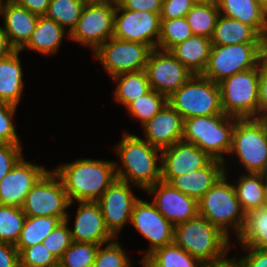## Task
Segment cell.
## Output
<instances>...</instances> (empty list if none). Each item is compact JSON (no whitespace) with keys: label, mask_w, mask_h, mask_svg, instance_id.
<instances>
[{"label":"cell","mask_w":267,"mask_h":267,"mask_svg":"<svg viewBox=\"0 0 267 267\" xmlns=\"http://www.w3.org/2000/svg\"><path fill=\"white\" fill-rule=\"evenodd\" d=\"M114 150L121 161L120 166L115 162L117 179L144 191L161 181V150L151 143L140 136L124 132Z\"/></svg>","instance_id":"6da1fadb"},{"label":"cell","mask_w":267,"mask_h":267,"mask_svg":"<svg viewBox=\"0 0 267 267\" xmlns=\"http://www.w3.org/2000/svg\"><path fill=\"white\" fill-rule=\"evenodd\" d=\"M53 171L60 177L70 202L97 201L115 181V161L76 159Z\"/></svg>","instance_id":"7a4b0ae2"},{"label":"cell","mask_w":267,"mask_h":267,"mask_svg":"<svg viewBox=\"0 0 267 267\" xmlns=\"http://www.w3.org/2000/svg\"><path fill=\"white\" fill-rule=\"evenodd\" d=\"M174 242L202 264L226 259L230 239L201 215L174 226Z\"/></svg>","instance_id":"3957f363"},{"label":"cell","mask_w":267,"mask_h":267,"mask_svg":"<svg viewBox=\"0 0 267 267\" xmlns=\"http://www.w3.org/2000/svg\"><path fill=\"white\" fill-rule=\"evenodd\" d=\"M235 123L236 117L227 114L190 117L184 120L182 140L223 161L226 171L224 156L230 153Z\"/></svg>","instance_id":"277c9868"},{"label":"cell","mask_w":267,"mask_h":267,"mask_svg":"<svg viewBox=\"0 0 267 267\" xmlns=\"http://www.w3.org/2000/svg\"><path fill=\"white\" fill-rule=\"evenodd\" d=\"M227 172L198 200V214L205 217L228 237L229 228L237 238L245 225L246 214L237 199ZM234 229V230H233Z\"/></svg>","instance_id":"5b68a950"},{"label":"cell","mask_w":267,"mask_h":267,"mask_svg":"<svg viewBox=\"0 0 267 267\" xmlns=\"http://www.w3.org/2000/svg\"><path fill=\"white\" fill-rule=\"evenodd\" d=\"M267 57V43L212 45L202 75L219 83L236 73L258 67Z\"/></svg>","instance_id":"8992f818"},{"label":"cell","mask_w":267,"mask_h":267,"mask_svg":"<svg viewBox=\"0 0 267 267\" xmlns=\"http://www.w3.org/2000/svg\"><path fill=\"white\" fill-rule=\"evenodd\" d=\"M168 103L182 116L183 120L190 117L224 114L219 84L202 74H192L186 83L168 98Z\"/></svg>","instance_id":"52a82bcc"},{"label":"cell","mask_w":267,"mask_h":267,"mask_svg":"<svg viewBox=\"0 0 267 267\" xmlns=\"http://www.w3.org/2000/svg\"><path fill=\"white\" fill-rule=\"evenodd\" d=\"M236 154L247 173H260L267 159V120L237 118L229 155Z\"/></svg>","instance_id":"ba28073f"},{"label":"cell","mask_w":267,"mask_h":267,"mask_svg":"<svg viewBox=\"0 0 267 267\" xmlns=\"http://www.w3.org/2000/svg\"><path fill=\"white\" fill-rule=\"evenodd\" d=\"M218 84L224 114L258 119L259 66L236 73Z\"/></svg>","instance_id":"9c48e42d"},{"label":"cell","mask_w":267,"mask_h":267,"mask_svg":"<svg viewBox=\"0 0 267 267\" xmlns=\"http://www.w3.org/2000/svg\"><path fill=\"white\" fill-rule=\"evenodd\" d=\"M116 0L87 1L69 40L94 52L113 37Z\"/></svg>","instance_id":"30bf717a"},{"label":"cell","mask_w":267,"mask_h":267,"mask_svg":"<svg viewBox=\"0 0 267 267\" xmlns=\"http://www.w3.org/2000/svg\"><path fill=\"white\" fill-rule=\"evenodd\" d=\"M51 170V171H50ZM48 170L26 195L22 206L26 216H58L65 221L72 205L60 177Z\"/></svg>","instance_id":"8fae6325"},{"label":"cell","mask_w":267,"mask_h":267,"mask_svg":"<svg viewBox=\"0 0 267 267\" xmlns=\"http://www.w3.org/2000/svg\"><path fill=\"white\" fill-rule=\"evenodd\" d=\"M151 51L152 48L142 42L111 37L93 55L112 78L122 73L145 70Z\"/></svg>","instance_id":"7c38bea8"},{"label":"cell","mask_w":267,"mask_h":267,"mask_svg":"<svg viewBox=\"0 0 267 267\" xmlns=\"http://www.w3.org/2000/svg\"><path fill=\"white\" fill-rule=\"evenodd\" d=\"M160 26V14L124 9L116 2L113 37L142 42L154 49L158 45Z\"/></svg>","instance_id":"4fadbf2b"},{"label":"cell","mask_w":267,"mask_h":267,"mask_svg":"<svg viewBox=\"0 0 267 267\" xmlns=\"http://www.w3.org/2000/svg\"><path fill=\"white\" fill-rule=\"evenodd\" d=\"M145 72L151 89L169 98L192 73L167 50L152 49Z\"/></svg>","instance_id":"5bb4252c"},{"label":"cell","mask_w":267,"mask_h":267,"mask_svg":"<svg viewBox=\"0 0 267 267\" xmlns=\"http://www.w3.org/2000/svg\"><path fill=\"white\" fill-rule=\"evenodd\" d=\"M130 223L150 243L149 250L139 260L140 265L155 249L174 242V225L156 209L152 202L139 198L133 206Z\"/></svg>","instance_id":"9a60e30c"},{"label":"cell","mask_w":267,"mask_h":267,"mask_svg":"<svg viewBox=\"0 0 267 267\" xmlns=\"http://www.w3.org/2000/svg\"><path fill=\"white\" fill-rule=\"evenodd\" d=\"M131 185L116 178L97 200L106 228L117 239L125 224L130 223L133 206L139 199L133 194Z\"/></svg>","instance_id":"2e32d148"},{"label":"cell","mask_w":267,"mask_h":267,"mask_svg":"<svg viewBox=\"0 0 267 267\" xmlns=\"http://www.w3.org/2000/svg\"><path fill=\"white\" fill-rule=\"evenodd\" d=\"M24 157L0 181V205L22 208L28 192L48 171L39 164L26 161Z\"/></svg>","instance_id":"e0dca14e"},{"label":"cell","mask_w":267,"mask_h":267,"mask_svg":"<svg viewBox=\"0 0 267 267\" xmlns=\"http://www.w3.org/2000/svg\"><path fill=\"white\" fill-rule=\"evenodd\" d=\"M145 191L154 196L152 203L174 226L198 215V201L169 183L159 181Z\"/></svg>","instance_id":"ac0fdd59"},{"label":"cell","mask_w":267,"mask_h":267,"mask_svg":"<svg viewBox=\"0 0 267 267\" xmlns=\"http://www.w3.org/2000/svg\"><path fill=\"white\" fill-rule=\"evenodd\" d=\"M212 158L193 143L178 141L161 150V181L205 167Z\"/></svg>","instance_id":"d6986e66"},{"label":"cell","mask_w":267,"mask_h":267,"mask_svg":"<svg viewBox=\"0 0 267 267\" xmlns=\"http://www.w3.org/2000/svg\"><path fill=\"white\" fill-rule=\"evenodd\" d=\"M73 228L69 227L75 242L103 245L115 239L106 228L97 201H78Z\"/></svg>","instance_id":"ffe728a7"},{"label":"cell","mask_w":267,"mask_h":267,"mask_svg":"<svg viewBox=\"0 0 267 267\" xmlns=\"http://www.w3.org/2000/svg\"><path fill=\"white\" fill-rule=\"evenodd\" d=\"M183 126L182 116L167 103L160 112L141 126L143 139L163 150L182 140Z\"/></svg>","instance_id":"44dd1931"},{"label":"cell","mask_w":267,"mask_h":267,"mask_svg":"<svg viewBox=\"0 0 267 267\" xmlns=\"http://www.w3.org/2000/svg\"><path fill=\"white\" fill-rule=\"evenodd\" d=\"M3 16V30L15 50H20L30 39L38 15L18 5L13 0H2L0 17Z\"/></svg>","instance_id":"7402d4cb"},{"label":"cell","mask_w":267,"mask_h":267,"mask_svg":"<svg viewBox=\"0 0 267 267\" xmlns=\"http://www.w3.org/2000/svg\"><path fill=\"white\" fill-rule=\"evenodd\" d=\"M226 172L223 161L212 159L205 167L173 177L168 183L198 201Z\"/></svg>","instance_id":"603a6c76"},{"label":"cell","mask_w":267,"mask_h":267,"mask_svg":"<svg viewBox=\"0 0 267 267\" xmlns=\"http://www.w3.org/2000/svg\"><path fill=\"white\" fill-rule=\"evenodd\" d=\"M221 15L253 27L267 41V14L256 0H218Z\"/></svg>","instance_id":"cb8c5ba5"},{"label":"cell","mask_w":267,"mask_h":267,"mask_svg":"<svg viewBox=\"0 0 267 267\" xmlns=\"http://www.w3.org/2000/svg\"><path fill=\"white\" fill-rule=\"evenodd\" d=\"M67 35V37H65ZM68 31L62 28L54 20L45 16H39L35 29L29 41L20 49H30L45 56H51L58 52L64 38H70Z\"/></svg>","instance_id":"d4e9b609"},{"label":"cell","mask_w":267,"mask_h":267,"mask_svg":"<svg viewBox=\"0 0 267 267\" xmlns=\"http://www.w3.org/2000/svg\"><path fill=\"white\" fill-rule=\"evenodd\" d=\"M20 50L0 59V102L19 105L24 89Z\"/></svg>","instance_id":"484cf974"},{"label":"cell","mask_w":267,"mask_h":267,"mask_svg":"<svg viewBox=\"0 0 267 267\" xmlns=\"http://www.w3.org/2000/svg\"><path fill=\"white\" fill-rule=\"evenodd\" d=\"M211 42L212 45L267 43L253 27L221 14L217 19Z\"/></svg>","instance_id":"4316f807"},{"label":"cell","mask_w":267,"mask_h":267,"mask_svg":"<svg viewBox=\"0 0 267 267\" xmlns=\"http://www.w3.org/2000/svg\"><path fill=\"white\" fill-rule=\"evenodd\" d=\"M211 48V39L192 35L184 42L174 46L170 52L192 74H202L208 64Z\"/></svg>","instance_id":"83f0119b"},{"label":"cell","mask_w":267,"mask_h":267,"mask_svg":"<svg viewBox=\"0 0 267 267\" xmlns=\"http://www.w3.org/2000/svg\"><path fill=\"white\" fill-rule=\"evenodd\" d=\"M245 173L232 183L241 208L247 214L253 209L266 206L267 182L260 173Z\"/></svg>","instance_id":"f1b7e54d"},{"label":"cell","mask_w":267,"mask_h":267,"mask_svg":"<svg viewBox=\"0 0 267 267\" xmlns=\"http://www.w3.org/2000/svg\"><path fill=\"white\" fill-rule=\"evenodd\" d=\"M111 79L116 83L114 99L125 108L151 90L145 70L122 73Z\"/></svg>","instance_id":"f546056e"},{"label":"cell","mask_w":267,"mask_h":267,"mask_svg":"<svg viewBox=\"0 0 267 267\" xmlns=\"http://www.w3.org/2000/svg\"><path fill=\"white\" fill-rule=\"evenodd\" d=\"M143 267H201L202 263L175 242L155 249L142 262Z\"/></svg>","instance_id":"4dcf8cb0"},{"label":"cell","mask_w":267,"mask_h":267,"mask_svg":"<svg viewBox=\"0 0 267 267\" xmlns=\"http://www.w3.org/2000/svg\"><path fill=\"white\" fill-rule=\"evenodd\" d=\"M240 246L267 250V207L253 209L246 214L245 225L236 239Z\"/></svg>","instance_id":"1f68e13d"},{"label":"cell","mask_w":267,"mask_h":267,"mask_svg":"<svg viewBox=\"0 0 267 267\" xmlns=\"http://www.w3.org/2000/svg\"><path fill=\"white\" fill-rule=\"evenodd\" d=\"M62 222L58 216H26L15 247L17 249H25L42 243L47 235Z\"/></svg>","instance_id":"d6a6232c"},{"label":"cell","mask_w":267,"mask_h":267,"mask_svg":"<svg viewBox=\"0 0 267 267\" xmlns=\"http://www.w3.org/2000/svg\"><path fill=\"white\" fill-rule=\"evenodd\" d=\"M86 2V0H51L44 16L54 20L70 34L75 28Z\"/></svg>","instance_id":"836d02e7"},{"label":"cell","mask_w":267,"mask_h":267,"mask_svg":"<svg viewBox=\"0 0 267 267\" xmlns=\"http://www.w3.org/2000/svg\"><path fill=\"white\" fill-rule=\"evenodd\" d=\"M219 15L217 4H194L186 19L193 35L211 39Z\"/></svg>","instance_id":"e575fe53"},{"label":"cell","mask_w":267,"mask_h":267,"mask_svg":"<svg viewBox=\"0 0 267 267\" xmlns=\"http://www.w3.org/2000/svg\"><path fill=\"white\" fill-rule=\"evenodd\" d=\"M193 35L186 17L161 19L158 49L170 51L174 46L184 42Z\"/></svg>","instance_id":"d590c367"},{"label":"cell","mask_w":267,"mask_h":267,"mask_svg":"<svg viewBox=\"0 0 267 267\" xmlns=\"http://www.w3.org/2000/svg\"><path fill=\"white\" fill-rule=\"evenodd\" d=\"M26 214L22 208L0 205V242L16 245Z\"/></svg>","instance_id":"8d00e7d4"},{"label":"cell","mask_w":267,"mask_h":267,"mask_svg":"<svg viewBox=\"0 0 267 267\" xmlns=\"http://www.w3.org/2000/svg\"><path fill=\"white\" fill-rule=\"evenodd\" d=\"M168 103V98L155 90L151 89L148 93L135 99L127 108L126 111L137 121H140L141 126L149 121L154 115L160 112Z\"/></svg>","instance_id":"74e56055"},{"label":"cell","mask_w":267,"mask_h":267,"mask_svg":"<svg viewBox=\"0 0 267 267\" xmlns=\"http://www.w3.org/2000/svg\"><path fill=\"white\" fill-rule=\"evenodd\" d=\"M98 247V244L73 241L58 260V267H93Z\"/></svg>","instance_id":"f35d334b"},{"label":"cell","mask_w":267,"mask_h":267,"mask_svg":"<svg viewBox=\"0 0 267 267\" xmlns=\"http://www.w3.org/2000/svg\"><path fill=\"white\" fill-rule=\"evenodd\" d=\"M116 240L117 238L109 243L99 245L93 267H133L130 258Z\"/></svg>","instance_id":"ab89813d"},{"label":"cell","mask_w":267,"mask_h":267,"mask_svg":"<svg viewBox=\"0 0 267 267\" xmlns=\"http://www.w3.org/2000/svg\"><path fill=\"white\" fill-rule=\"evenodd\" d=\"M17 250L19 251V267H58V259L43 243Z\"/></svg>","instance_id":"60d3db41"},{"label":"cell","mask_w":267,"mask_h":267,"mask_svg":"<svg viewBox=\"0 0 267 267\" xmlns=\"http://www.w3.org/2000/svg\"><path fill=\"white\" fill-rule=\"evenodd\" d=\"M69 213L65 221L55 227L51 233L43 240L44 246L59 260L65 250L73 243L72 235L68 224L70 221Z\"/></svg>","instance_id":"b9f144b4"},{"label":"cell","mask_w":267,"mask_h":267,"mask_svg":"<svg viewBox=\"0 0 267 267\" xmlns=\"http://www.w3.org/2000/svg\"><path fill=\"white\" fill-rule=\"evenodd\" d=\"M17 106L0 102V144H21L14 126Z\"/></svg>","instance_id":"7bdbcfd3"},{"label":"cell","mask_w":267,"mask_h":267,"mask_svg":"<svg viewBox=\"0 0 267 267\" xmlns=\"http://www.w3.org/2000/svg\"><path fill=\"white\" fill-rule=\"evenodd\" d=\"M23 156L21 144H0V181Z\"/></svg>","instance_id":"ee69618b"},{"label":"cell","mask_w":267,"mask_h":267,"mask_svg":"<svg viewBox=\"0 0 267 267\" xmlns=\"http://www.w3.org/2000/svg\"><path fill=\"white\" fill-rule=\"evenodd\" d=\"M193 5L194 2L192 0H162L160 18L175 19L186 17Z\"/></svg>","instance_id":"f6af8a7d"},{"label":"cell","mask_w":267,"mask_h":267,"mask_svg":"<svg viewBox=\"0 0 267 267\" xmlns=\"http://www.w3.org/2000/svg\"><path fill=\"white\" fill-rule=\"evenodd\" d=\"M246 255L235 257L239 267H267V250L241 246Z\"/></svg>","instance_id":"bcb514c9"},{"label":"cell","mask_w":267,"mask_h":267,"mask_svg":"<svg viewBox=\"0 0 267 267\" xmlns=\"http://www.w3.org/2000/svg\"><path fill=\"white\" fill-rule=\"evenodd\" d=\"M258 119L267 120V57L259 65Z\"/></svg>","instance_id":"7dc6e473"},{"label":"cell","mask_w":267,"mask_h":267,"mask_svg":"<svg viewBox=\"0 0 267 267\" xmlns=\"http://www.w3.org/2000/svg\"><path fill=\"white\" fill-rule=\"evenodd\" d=\"M124 9L133 11H149L160 14L162 0H116Z\"/></svg>","instance_id":"c3c4849f"},{"label":"cell","mask_w":267,"mask_h":267,"mask_svg":"<svg viewBox=\"0 0 267 267\" xmlns=\"http://www.w3.org/2000/svg\"><path fill=\"white\" fill-rule=\"evenodd\" d=\"M0 267H19V251L14 245L0 242Z\"/></svg>","instance_id":"681fc988"},{"label":"cell","mask_w":267,"mask_h":267,"mask_svg":"<svg viewBox=\"0 0 267 267\" xmlns=\"http://www.w3.org/2000/svg\"><path fill=\"white\" fill-rule=\"evenodd\" d=\"M18 5L28 9L31 13L44 16L51 0H13Z\"/></svg>","instance_id":"f907efd6"},{"label":"cell","mask_w":267,"mask_h":267,"mask_svg":"<svg viewBox=\"0 0 267 267\" xmlns=\"http://www.w3.org/2000/svg\"><path fill=\"white\" fill-rule=\"evenodd\" d=\"M14 51H16L15 48L10 44L8 36L0 25V59L11 55Z\"/></svg>","instance_id":"816d5d0a"},{"label":"cell","mask_w":267,"mask_h":267,"mask_svg":"<svg viewBox=\"0 0 267 267\" xmlns=\"http://www.w3.org/2000/svg\"><path fill=\"white\" fill-rule=\"evenodd\" d=\"M201 267H239L235 257H227L223 261L217 263L202 264Z\"/></svg>","instance_id":"f5cc1de1"},{"label":"cell","mask_w":267,"mask_h":267,"mask_svg":"<svg viewBox=\"0 0 267 267\" xmlns=\"http://www.w3.org/2000/svg\"><path fill=\"white\" fill-rule=\"evenodd\" d=\"M194 4H217L218 0H192Z\"/></svg>","instance_id":"db71d44e"},{"label":"cell","mask_w":267,"mask_h":267,"mask_svg":"<svg viewBox=\"0 0 267 267\" xmlns=\"http://www.w3.org/2000/svg\"><path fill=\"white\" fill-rule=\"evenodd\" d=\"M261 176L264 178V180L267 182V159L264 165L263 170L260 172Z\"/></svg>","instance_id":"11a10c76"},{"label":"cell","mask_w":267,"mask_h":267,"mask_svg":"<svg viewBox=\"0 0 267 267\" xmlns=\"http://www.w3.org/2000/svg\"><path fill=\"white\" fill-rule=\"evenodd\" d=\"M266 11L267 14V0H256Z\"/></svg>","instance_id":"9f6ffc18"},{"label":"cell","mask_w":267,"mask_h":267,"mask_svg":"<svg viewBox=\"0 0 267 267\" xmlns=\"http://www.w3.org/2000/svg\"><path fill=\"white\" fill-rule=\"evenodd\" d=\"M86 1H107V0H86Z\"/></svg>","instance_id":"6f0895ef"}]
</instances>
